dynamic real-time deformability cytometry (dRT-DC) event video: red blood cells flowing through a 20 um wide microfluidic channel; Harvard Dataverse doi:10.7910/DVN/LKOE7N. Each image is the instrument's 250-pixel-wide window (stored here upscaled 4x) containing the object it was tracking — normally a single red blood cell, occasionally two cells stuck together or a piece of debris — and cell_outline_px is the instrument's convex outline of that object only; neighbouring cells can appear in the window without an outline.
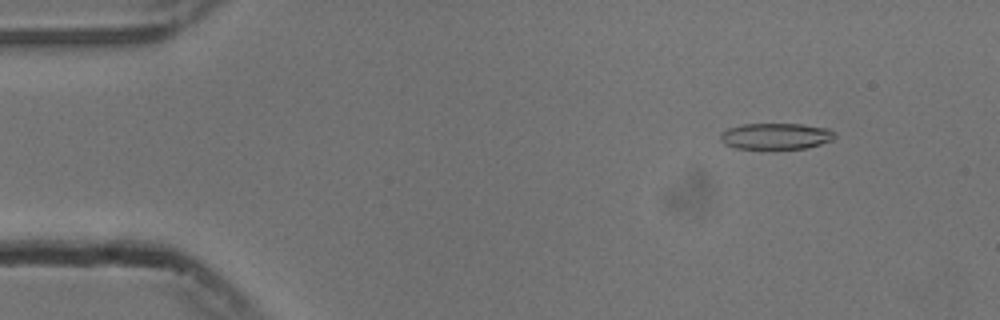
{"species": "common noctule bat (a hibernating species)", "species_latin": "Nyctalus noctula", "temperature_condition": "cold", "stored_images_in_passage": 46, "camera_frame_rate_fps": 3000, "um_per_image_px": 0.085, "animal": {"sex": "male", "body_mass_g": 13.3}, "frame": {"image": 1, "passage_image": 6, "time_ms": 1.667, "image_size_px": [1000, 320], "cell_outline_px": [[836, 136], [832, 140], [820, 144], [804, 148], [772, 152], [736, 148], [724, 144], [720, 140], [720, 132], [728, 128], [744, 124], [800, 124], [828, 128], [836, 132]], "centroid_in_image_um": [65.92, 11.62], "position_along_channel_um": 19.1, "area_um2": 18.38}}
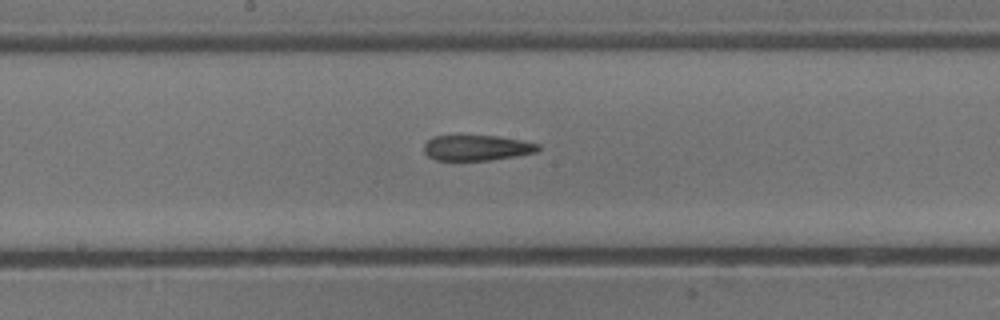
{"frame": {"image": 2, "passage_image": 28, "time_ms": 9.0, "image_size_px": [1000, 320], "cell_outline_px": [[540, 148], [536, 152], [516, 156], [488, 160], [436, 160], [428, 156], [424, 152], [424, 144], [432, 136], [496, 136], [524, 140], [540, 144]], "centroid_in_image_um": [40.54, 12.56], "position_along_channel_um": 207.7, "area_um2": 16.94}}
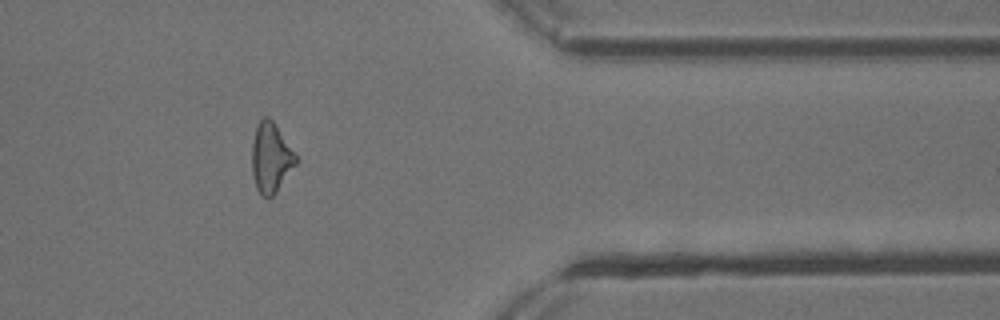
{"frame": {"image": 3, "passage_image": 44, "time_ms": 14.333, "image_size_px": [1000, 320], "cell_outline_px": [[296, 164], [276, 192], [268, 200], [256, 188], [252, 172], [252, 144], [256, 128], [260, 120], [264, 116], [268, 116], [272, 120], [296, 156]], "centroid_in_image_um": [23.0, 13.43], "position_along_channel_um": 388.4, "area_um2": 17.46}, "authors_computed_cell_mechanics": {"area_um2": 18.0625, "velocity_mm_per_s": 3.774, "shape_relaxation_time_tau1_ms": null, "shape_relaxation_time_tau2_ms": 6.829, "deformation_change_tau1": null, "deformation_change_tau2": 0.2055}}